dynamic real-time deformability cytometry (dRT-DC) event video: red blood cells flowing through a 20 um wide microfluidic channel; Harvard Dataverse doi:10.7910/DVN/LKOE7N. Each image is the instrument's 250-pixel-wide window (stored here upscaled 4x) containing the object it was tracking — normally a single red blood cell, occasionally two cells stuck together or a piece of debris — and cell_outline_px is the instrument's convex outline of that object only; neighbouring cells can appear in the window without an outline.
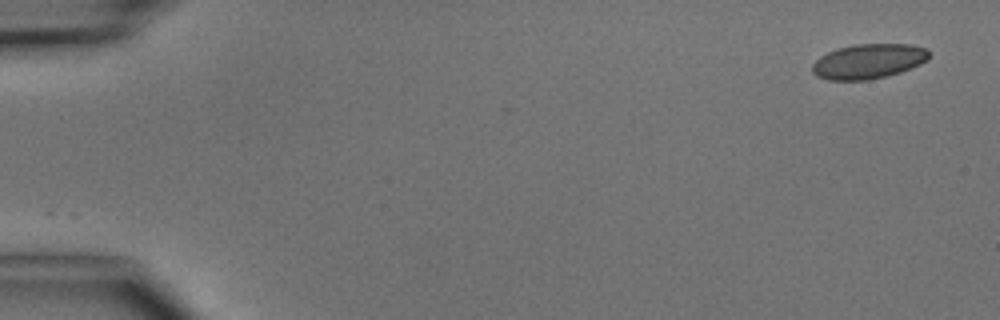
{"species": "common noctule bat (a hibernating species)", "species_latin": "Nyctalus noctula", "temperature_condition": "cold", "stored_images_in_passage": 6, "camera_frame_rate_fps": 3000, "um_per_image_px": 0.085, "animal": {"sex": "male", "body_mass_g": 15.6}, "frame": {"image": 1, "passage_image": 1, "time_ms": 0.0, "image_size_px": [1000, 320], "cell_outline_px": [[928, 60], [920, 64], [900, 72], [888, 76], [864, 80], [828, 80], [816, 76], [812, 72], [812, 64], [820, 56], [836, 48], [856, 44], [908, 44], [928, 48]], "centroid_in_image_um": [73.8, 5.21], "position_along_channel_um": 11.2, "area_um2": 23.76}}
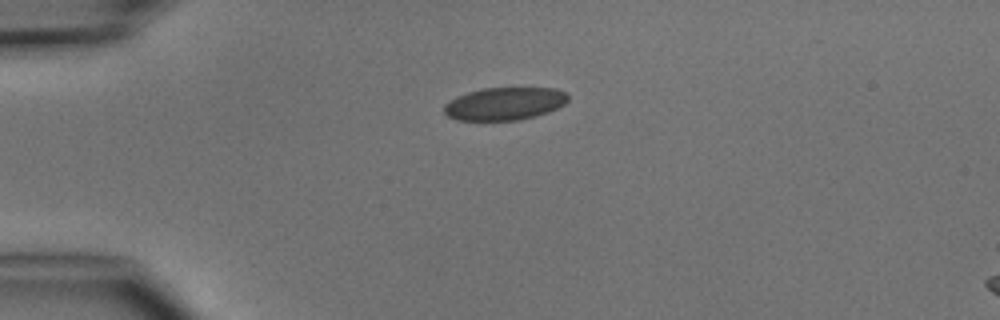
{"frame": {"image": 2, "passage_image": 4, "time_ms": 3.333, "image_size_px": [1000, 320], "cell_outline_px": [[568, 100], [564, 104], [548, 112], [536, 116], [516, 120], [456, 120], [448, 116], [444, 112], [444, 104], [448, 100], [456, 96], [480, 88], [556, 88], [564, 92], [568, 96]], "centroid_in_image_um": [42.86, 8.81], "position_along_channel_um": 42.1, "area_um2": 23.7}}